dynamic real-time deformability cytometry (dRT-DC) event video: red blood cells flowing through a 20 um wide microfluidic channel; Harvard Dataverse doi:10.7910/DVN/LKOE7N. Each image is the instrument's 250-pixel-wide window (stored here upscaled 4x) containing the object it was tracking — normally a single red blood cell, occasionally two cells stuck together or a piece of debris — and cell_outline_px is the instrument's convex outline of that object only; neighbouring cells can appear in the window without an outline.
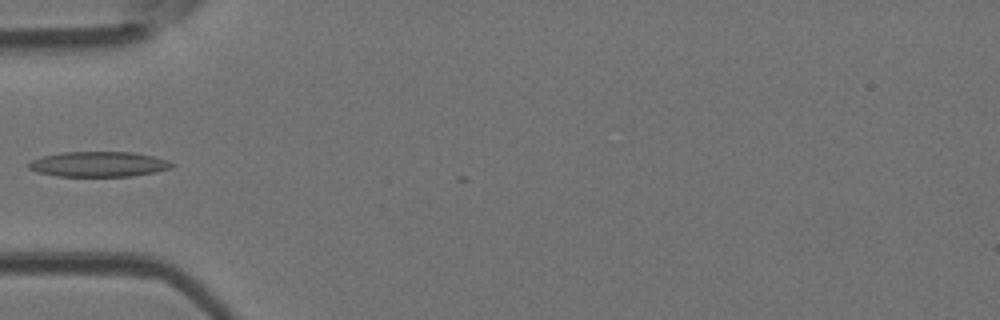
{"species": "Egyptian fruit bat (a non-hibernating species)", "species_latin": "Rousettus aegyptiacus", "temperature_condition": "room temperature", "stored_images_in_passage": 3, "camera_frame_rate_fps": 3000, "um_per_image_px": 0.085, "animal": {"sex": "female"}, "frame": {"image": 1, "passage_image": 1, "time_ms": 0.0, "image_size_px": [1000, 320], "cell_outline_px": [[176, 164], [172, 168], [156, 172], [132, 176], [56, 176], [36, 172], [28, 168], [28, 164], [32, 160], [44, 156], [60, 152], [132, 152], [152, 156], [168, 160]], "centroid_in_image_um": [8.4, 13.96], "position_along_channel_um": 76.6, "area_um2": 21.1}}